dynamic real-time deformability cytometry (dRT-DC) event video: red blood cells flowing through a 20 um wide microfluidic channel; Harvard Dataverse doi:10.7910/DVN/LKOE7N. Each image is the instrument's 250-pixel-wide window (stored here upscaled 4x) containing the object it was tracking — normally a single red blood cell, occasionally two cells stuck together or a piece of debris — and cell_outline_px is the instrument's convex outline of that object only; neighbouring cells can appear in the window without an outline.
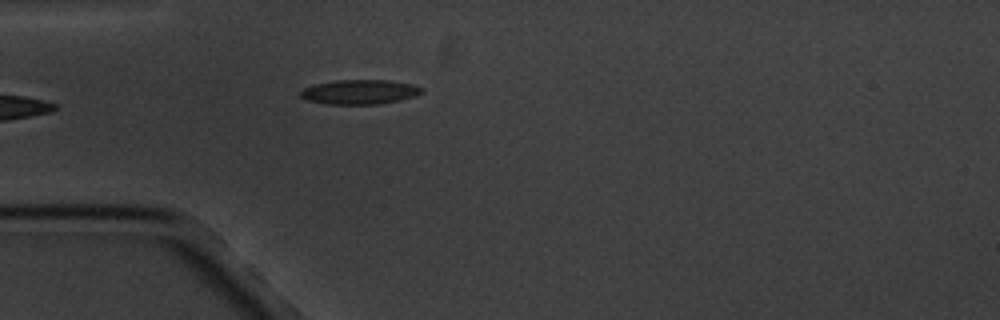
{"species": "common noctule bat (a hibernating species)", "species_latin": "Nyctalus noctula", "temperature_condition": "cold", "stored_images_in_passage": 5, "camera_frame_rate_fps": 3000, "um_per_image_px": 0.085, "animal": {"sex": "male", "body_mass_g": 20.1, "forearm_length_mm": 53.5}, "frame": {"image": 1, "passage_image": 5, "time_ms": 5.333, "image_size_px": [1000, 320], "cell_outline_px": [[424, 92], [416, 96], [400, 100], [380, 104], [328, 104], [308, 100], [300, 96], [300, 92], [304, 88], [316, 84], [336, 80], [388, 80], [412, 84], [424, 88]], "centroid_in_image_um": [30.63, 7.81], "position_along_channel_um": 54.4, "area_um2": 17.34}}